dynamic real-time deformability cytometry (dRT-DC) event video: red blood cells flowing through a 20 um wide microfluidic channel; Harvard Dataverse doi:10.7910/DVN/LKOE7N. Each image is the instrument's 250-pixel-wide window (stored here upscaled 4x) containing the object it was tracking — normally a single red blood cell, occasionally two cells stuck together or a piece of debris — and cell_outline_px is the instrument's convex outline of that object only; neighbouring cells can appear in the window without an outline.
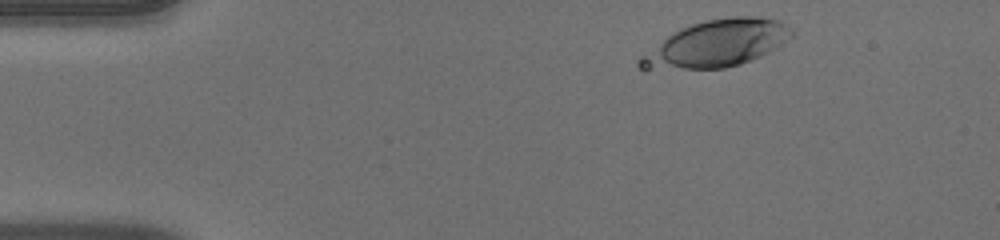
{"species": "human", "species_latin": "Homo sapiens", "temperature_condition": "warm", "stored_images_in_passage": 39, "camera_frame_rate_fps": 3000, "um_per_image_px": 0.085, "donor": {"sex": "male"}, "frame": {"image": 1, "passage_image": 2, "time_ms": 0.333, "image_size_px": [1000, 240], "cell_outline_px": [[796, 36], [776, 48], [760, 56], [740, 64], [724, 68], [644, 72], [636, 64], [636, 60], [640, 56], [672, 32], [692, 24], [708, 20], [736, 16], [752, 16], [780, 20], [792, 28], [796, 32]], "centroid_in_image_um": [60.87, 3.75], "position_along_channel_um": 24.1, "area_um2": 42.25}}
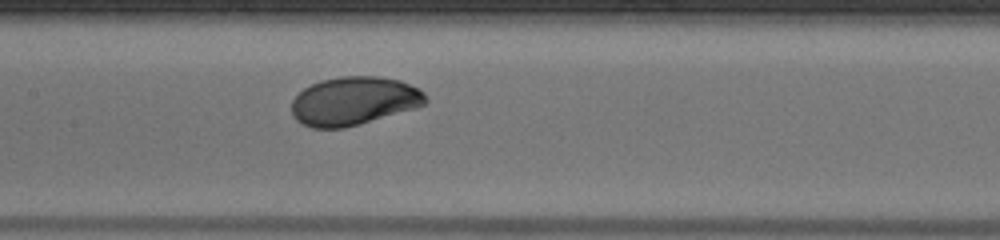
{"frame": {"image": 2, "passage_image": 20, "time_ms": 6.333, "image_size_px": [1000, 240], "cell_outline_px": [[428, 100], [424, 104], [416, 108], [344, 128], [312, 128], [296, 120], [292, 116], [292, 100], [304, 88], [320, 80], [340, 76], [380, 76], [400, 80], [420, 88], [424, 92]], "centroid_in_image_um": [30.09, 8.57], "position_along_channel_um": 177.3, "area_um2": 37.92}}
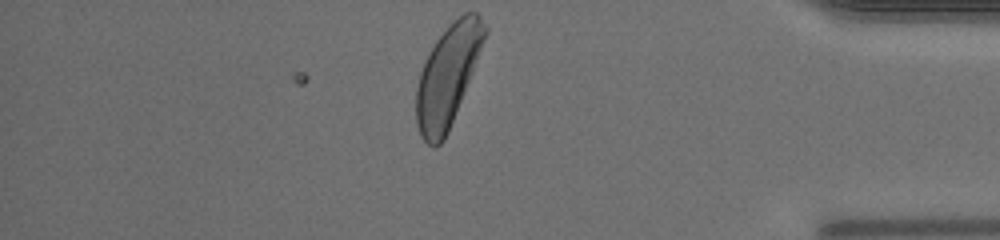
{"frame": {"image": 3, "passage_image": 39, "time_ms": 12.667, "image_size_px": [1000, 240], "cell_outline_px": [[488, 32], [448, 132], [444, 140], [436, 148], [432, 148], [420, 136], [416, 124], [416, 88], [420, 72], [424, 60], [428, 52], [436, 40], [464, 12], [476, 12], [480, 16], [488, 28]], "centroid_in_image_um": [38.04, 6.47], "position_along_channel_um": 397.2, "area_um2": 39.82}, "authors_computed_cell_mechanics": {"area_um2": 37.6856, "velocity_mm_per_s": 3.9662, "shape_relaxation_time_tau1_ms": 2.4031, "shape_relaxation_time_tau2_ms": null, "deformation_change_tau1": 0.1373, "deformation_change_tau2": null}}